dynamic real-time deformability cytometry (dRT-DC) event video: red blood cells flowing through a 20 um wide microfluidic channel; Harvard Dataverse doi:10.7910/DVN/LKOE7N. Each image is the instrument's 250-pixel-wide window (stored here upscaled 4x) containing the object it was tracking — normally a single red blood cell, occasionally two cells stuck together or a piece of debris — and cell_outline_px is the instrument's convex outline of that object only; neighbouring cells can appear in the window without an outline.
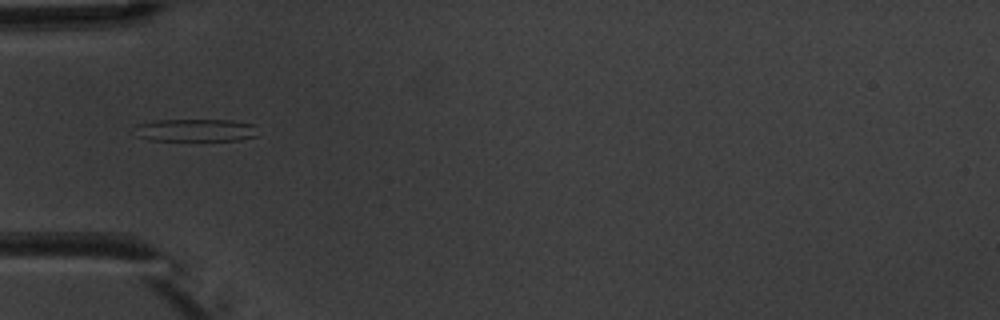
{"species": "common noctule bat (a hibernating species)", "species_latin": "Nyctalus noctula", "temperature_condition": "warm", "stored_images_in_passage": 3, "camera_frame_rate_fps": 3000, "um_per_image_px": 0.085, "animal": {"sex": "male", "body_mass_g": 20.1, "forearm_length_mm": 53.5}, "frame": {"image": 1, "passage_image": 1, "time_ms": 0.0, "image_size_px": [1000, 320], "cell_outline_px": [[256, 136], [240, 140], [148, 140], [136, 136], [136, 124], [152, 120], [232, 120], [252, 124]], "centroid_in_image_um": [16.55, 11.06], "position_along_channel_um": 68.5, "area_um2": 16.13}}
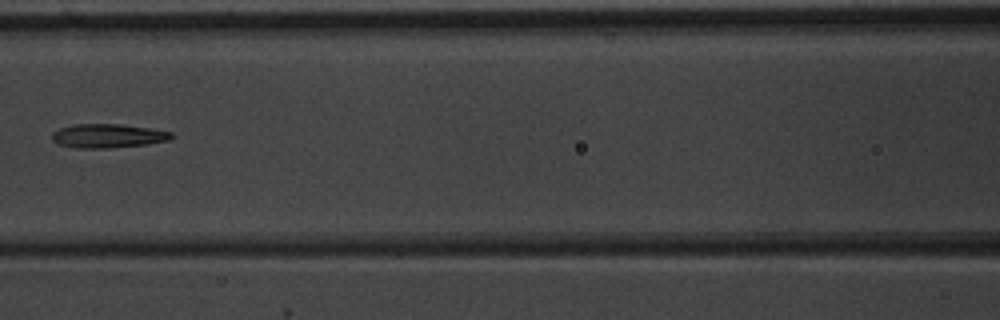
{"frame": {"image": 2, "passage_image": 3, "time_ms": 2.333, "image_size_px": [1000, 320], "cell_outline_px": [[172, 136], [168, 140], [148, 144], [112, 148], [76, 148], [56, 144], [52, 140], [52, 132], [60, 128], [76, 124], [120, 124], [148, 128], [172, 132]], "centroid_in_image_um": [9.12, 11.56], "position_along_channel_um": 157.5, "area_um2": 16.65}}